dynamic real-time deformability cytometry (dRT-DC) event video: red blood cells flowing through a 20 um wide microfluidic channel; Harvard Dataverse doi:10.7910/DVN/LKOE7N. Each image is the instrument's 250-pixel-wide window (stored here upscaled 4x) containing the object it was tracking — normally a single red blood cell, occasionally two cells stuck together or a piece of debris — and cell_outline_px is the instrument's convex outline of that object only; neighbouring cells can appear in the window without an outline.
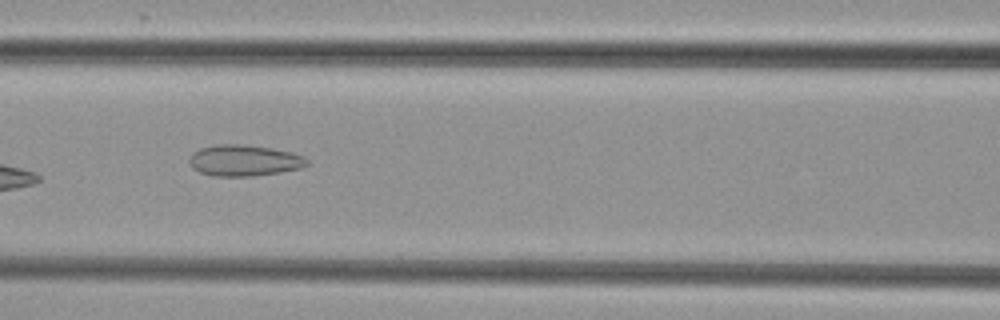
{"species": "common noctule bat (a hibernating species)", "species_latin": "Nyctalus noctula", "temperature_condition": "cold", "stored_images_in_passage": 6, "camera_frame_rate_fps": 3000, "um_per_image_px": 0.085, "animal": {"sex": "female", "body_mass_g": 29.2, "forearm_length_mm": 56.3}, "frame": {"image": 1, "passage_image": 6, "time_ms": 6.333, "image_size_px": [1000, 320], "cell_outline_px": [[308, 164], [300, 168], [280, 172], [252, 176], [212, 176], [200, 172], [192, 168], [188, 164], [188, 160], [200, 148], [216, 144], [240, 144], [272, 148], [292, 152], [304, 156], [308, 160]], "centroid_in_image_um": [20.75, 13.64], "position_along_channel_um": 145.8, "area_um2": 21.39}}